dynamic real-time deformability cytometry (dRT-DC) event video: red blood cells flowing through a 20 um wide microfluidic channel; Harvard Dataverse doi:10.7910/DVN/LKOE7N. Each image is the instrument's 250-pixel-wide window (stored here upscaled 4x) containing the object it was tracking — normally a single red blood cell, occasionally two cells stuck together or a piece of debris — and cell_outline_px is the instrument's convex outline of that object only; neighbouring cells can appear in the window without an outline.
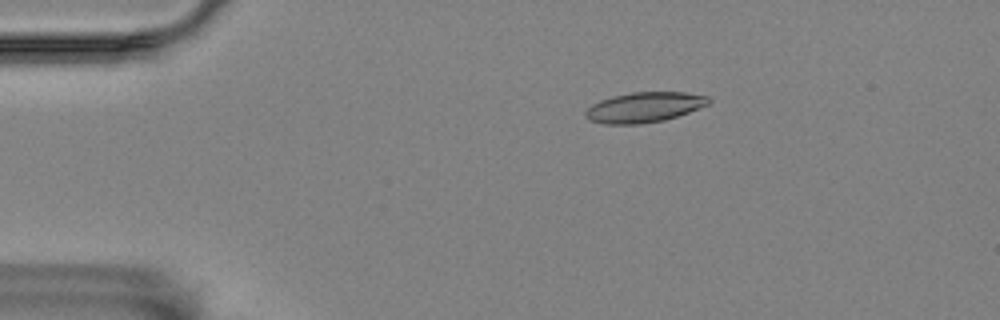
{"species": "Egyptian fruit bat (a non-hibernating species)", "species_latin": "Rousettus aegyptiacus", "temperature_condition": "room temperature", "stored_images_in_passage": 57, "camera_frame_rate_fps": 3000, "um_per_image_px": 0.085, "animal": {"sex": "female"}, "frame": {"image": 1, "passage_image": 11, "time_ms": 3.333, "image_size_px": [1000, 320], "cell_outline_px": [[712, 100], [708, 104], [688, 112], [664, 120], [640, 124], [604, 124], [588, 120], [584, 112], [592, 104], [600, 100], [612, 96], [632, 92], [684, 92], [708, 96]], "centroid_in_image_um": [54.74, 9.11], "position_along_channel_um": 30.3, "area_um2": 21.62}}
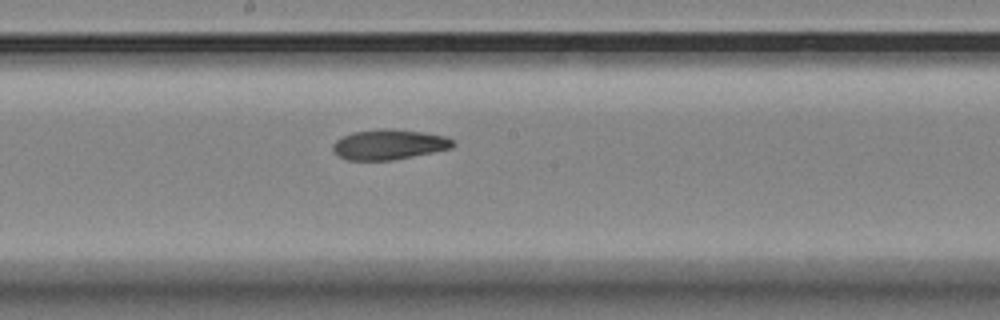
{"frame": {"image": 2, "passage_image": 31, "time_ms": 10.0, "image_size_px": [1000, 320], "cell_outline_px": [[456, 144], [452, 148], [392, 160], [348, 160], [340, 156], [332, 148], [332, 144], [336, 140], [352, 132], [380, 128], [388, 128], [424, 132], [444, 136], [452, 140]], "centroid_in_image_um": [33.06, 12.27], "position_along_channel_um": 215.1, "area_um2": 20.98}}
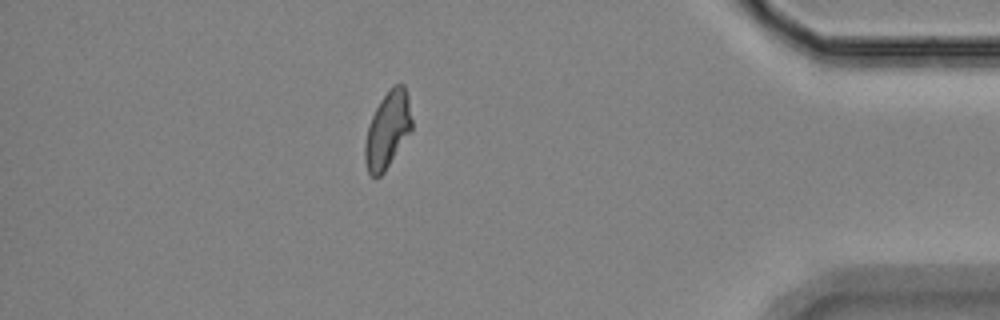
{"frame": {"image": 3, "passage_image": 50, "time_ms": 16.333, "image_size_px": [1000, 320], "cell_outline_px": [[412, 132], [384, 172], [380, 176], [372, 176], [368, 172], [364, 160], [364, 144], [368, 124], [380, 100], [396, 84], [404, 84], [408, 96], [412, 120]], "centroid_in_image_um": [32.95, 11.07], "position_along_channel_um": 402.3, "area_um2": 20.98}, "authors_computed_cell_mechanics": {"area_um2": 21.386, "velocity_mm_per_s": 3.5561, "shape_relaxation_time_tau1_ms": null, "shape_relaxation_time_tau2_ms": 5.7028, "deformation_change_tau1": null, "deformation_change_tau2": 0.1208}}